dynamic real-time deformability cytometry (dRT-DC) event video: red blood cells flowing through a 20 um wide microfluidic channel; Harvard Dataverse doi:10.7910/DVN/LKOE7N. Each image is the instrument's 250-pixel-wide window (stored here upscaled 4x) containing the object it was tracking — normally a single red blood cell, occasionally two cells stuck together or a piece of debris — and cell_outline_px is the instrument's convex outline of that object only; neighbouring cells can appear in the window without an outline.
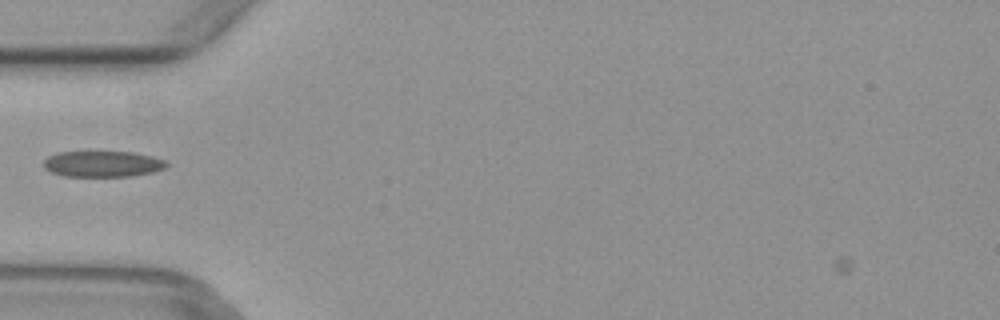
{"species": "common noctule bat (a hibernating species)", "species_latin": "Nyctalus noctula", "temperature_condition": "warm", "stored_images_in_passage": 1, "camera_frame_rate_fps": 3000, "um_per_image_px": 0.085, "animal": {"sex": "female", "body_mass_g": 29.2, "forearm_length_mm": 56.3}, "frame": {"image": 1, "passage_image": 1, "time_ms": 0.0, "image_size_px": [1000, 320], "cell_outline_px": [[168, 164], [164, 168], [152, 172], [132, 176], [64, 176], [52, 172], [44, 168], [44, 160], [48, 156], [56, 152], [132, 152], [152, 156], [164, 160]], "centroid_in_image_um": [8.7, 13.93], "position_along_channel_um": 76.3, "area_um2": 18.5}}